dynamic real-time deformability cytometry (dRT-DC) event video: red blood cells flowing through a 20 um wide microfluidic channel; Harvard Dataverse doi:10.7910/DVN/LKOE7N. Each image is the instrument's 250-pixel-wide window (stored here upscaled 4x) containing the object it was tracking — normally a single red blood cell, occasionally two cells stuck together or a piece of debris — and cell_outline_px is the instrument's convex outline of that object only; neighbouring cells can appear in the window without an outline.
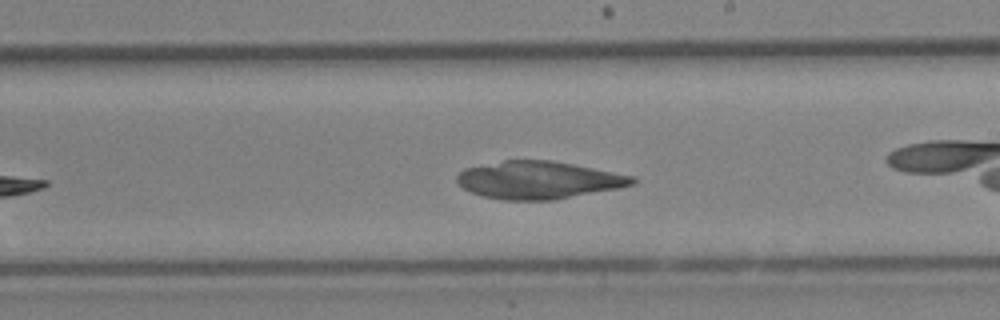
{"species": "Egyptian fruit bat (a non-hibernating species)", "species_latin": "Rousettus aegyptiacus", "temperature_condition": "cold", "stored_images_in_passage": 27, "camera_frame_rate_fps": 3000, "um_per_image_px": 0.085, "animal": {"sex": "female"}, "frame": {"image": 1, "passage_image": 12, "time_ms": 3.667, "image_size_px": [1000, 320], "cell_outline_px": [[636, 180], [632, 184], [620, 188], [552, 200], [500, 200], [484, 196], [472, 192], [464, 188], [456, 180], [456, 176], [464, 168], [504, 160], [552, 160], [636, 176]], "centroid_in_image_um": [45.78, 15.3], "position_along_channel_um": 243.2, "area_um2": 38.38}}